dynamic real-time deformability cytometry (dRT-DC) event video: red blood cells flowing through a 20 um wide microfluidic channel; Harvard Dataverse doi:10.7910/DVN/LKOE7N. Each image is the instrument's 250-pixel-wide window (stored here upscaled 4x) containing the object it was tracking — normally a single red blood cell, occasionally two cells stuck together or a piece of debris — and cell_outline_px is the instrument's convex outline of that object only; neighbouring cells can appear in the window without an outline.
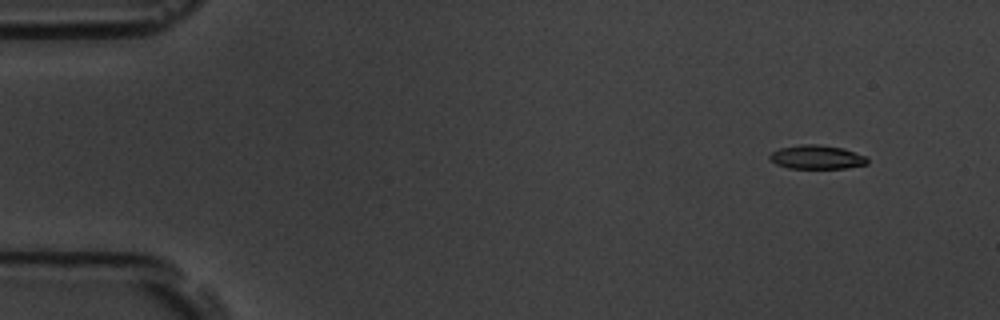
{"species": "common noctule bat (a hibernating species)", "species_latin": "Nyctalus noctula", "temperature_condition": "room temperature", "stored_images_in_passage": 10, "camera_frame_rate_fps": 3000, "um_per_image_px": 0.085, "animal": {"sex": "male", "body_mass_g": 19.5, "forearm_length_mm": 54.6}, "frame": {"image": 1, "passage_image": 1, "time_ms": 0.0, "image_size_px": [1000, 320], "cell_outline_px": [[868, 164], [844, 168], [788, 168], [776, 164], [768, 156], [772, 152], [780, 148], [800, 144], [816, 144], [844, 148], [868, 156]], "centroid_in_image_um": [69.46, 13.35], "position_along_channel_um": 15.5, "area_um2": 13.64}}
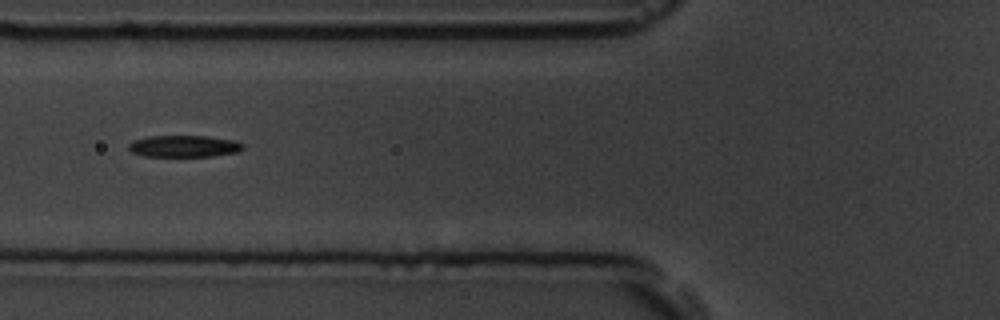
{"frame": {"image": 2, "passage_image": 6, "time_ms": 5.667, "image_size_px": [1000, 320], "cell_outline_px": [[244, 148], [236, 152], [212, 156], [144, 156], [132, 152], [128, 148], [128, 144], [132, 140], [148, 136], [208, 136], [236, 140], [244, 144]], "centroid_in_image_um": [15.64, 12.42], "position_along_channel_um": 110.2, "area_um2": 14.57}}
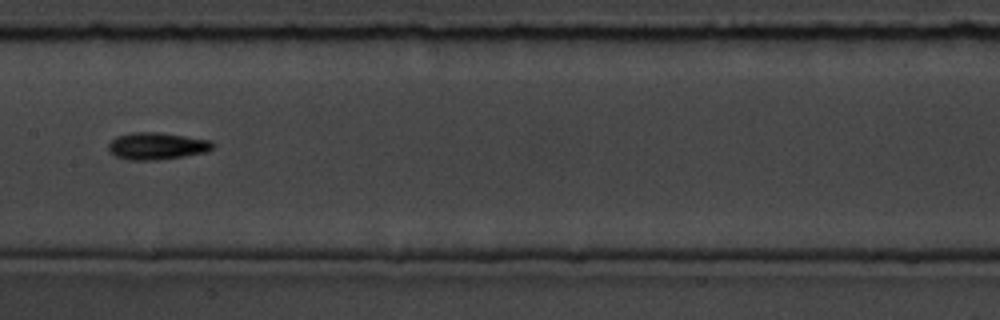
{"frame": {"image": 3, "passage_image": 8, "time_ms": 8.0, "image_size_px": [1000, 320], "cell_outline_px": [[212, 148], [208, 152], [184, 156], [156, 160], [128, 160], [116, 156], [108, 152], [108, 144], [116, 136], [132, 132], [160, 132], [212, 140]], "centroid_in_image_um": [13.31, 12.41], "position_along_channel_um": 194.1, "area_um2": 16.59}}